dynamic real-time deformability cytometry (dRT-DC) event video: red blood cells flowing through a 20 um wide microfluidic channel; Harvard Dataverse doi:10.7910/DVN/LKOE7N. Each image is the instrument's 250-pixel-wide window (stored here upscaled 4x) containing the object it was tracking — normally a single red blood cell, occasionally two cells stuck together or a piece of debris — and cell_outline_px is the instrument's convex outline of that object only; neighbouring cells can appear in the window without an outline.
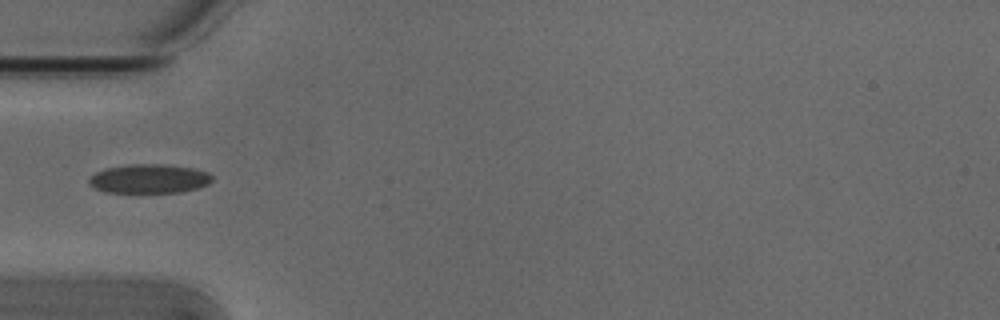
{"species": "Egyptian fruit bat (a non-hibernating species)", "species_latin": "Rousettus aegyptiacus", "temperature_condition": "cold", "stored_images_in_passage": 3, "camera_frame_rate_fps": 3000, "um_per_image_px": 0.085, "animal": {"sex": "male"}, "frame": {"image": 1, "passage_image": 2, "time_ms": 0.333, "image_size_px": [1000, 320], "cell_outline_px": [[212, 180], [208, 184], [196, 188], [180, 192], [104, 192], [88, 184], [88, 180], [96, 172], [104, 168], [128, 164], [164, 164], [192, 168], [208, 172], [212, 176]], "centroid_in_image_um": [12.66, 15.18], "position_along_channel_um": 72.3, "area_um2": 20.81}}
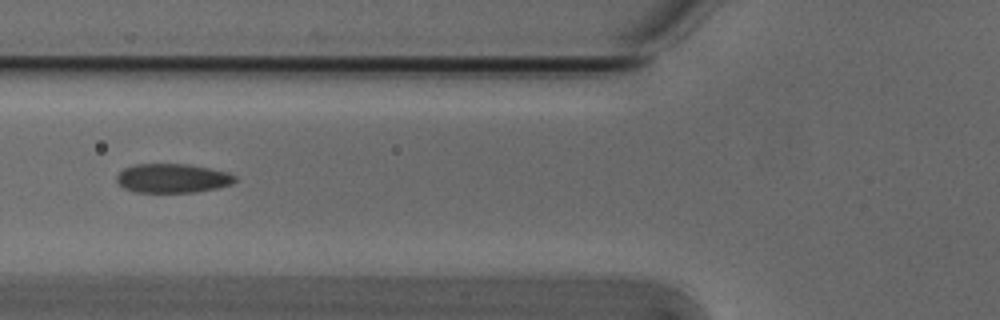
{"frame": {"image": 2, "passage_image": 3, "time_ms": 0.667, "image_size_px": [1000, 320], "cell_outline_px": [[236, 180], [232, 184], [216, 188], [196, 192], [136, 192], [124, 188], [116, 180], [116, 176], [124, 168], [136, 164], [188, 164], [228, 172], [236, 176]], "centroid_in_image_um": [14.67, 15.15], "position_along_channel_um": 111.1, "area_um2": 20.0}}